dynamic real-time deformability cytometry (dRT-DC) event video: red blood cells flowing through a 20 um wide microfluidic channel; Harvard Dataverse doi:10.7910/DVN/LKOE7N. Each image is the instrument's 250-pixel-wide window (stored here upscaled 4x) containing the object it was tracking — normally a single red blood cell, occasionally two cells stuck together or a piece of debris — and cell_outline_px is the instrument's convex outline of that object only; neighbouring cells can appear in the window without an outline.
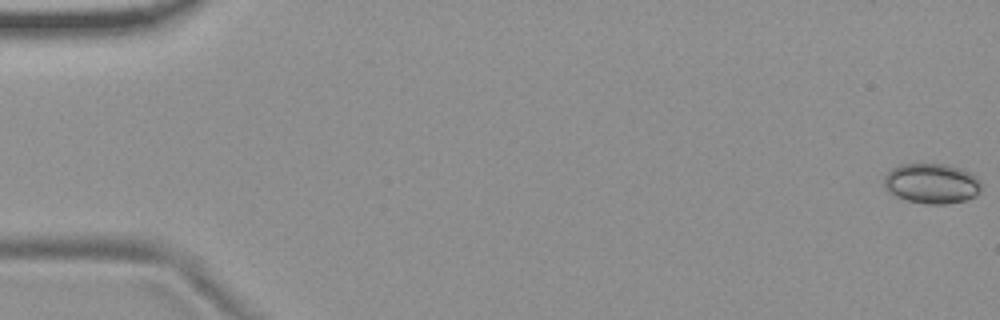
{"species": "common noctule bat (a hibernating species)", "species_latin": "Nyctalus noctula", "temperature_condition": "room temperature", "stored_images_in_passage": 55, "camera_frame_rate_fps": 3000, "um_per_image_px": 0.085, "animal": {"sex": "female", "body_mass_g": 19.9}, "frame": {"image": 1, "passage_image": 1, "time_ms": 0.0, "image_size_px": [1000, 320], "cell_outline_px": [[980, 188], [976, 196], [964, 200], [948, 204], [928, 204], [908, 200], [896, 196], [884, 188], [884, 176], [892, 168], [900, 164], [948, 164], [960, 168], [976, 176], [980, 180]], "centroid_in_image_um": [79.19, 15.59], "position_along_channel_um": 5.8, "area_um2": 22.72}}
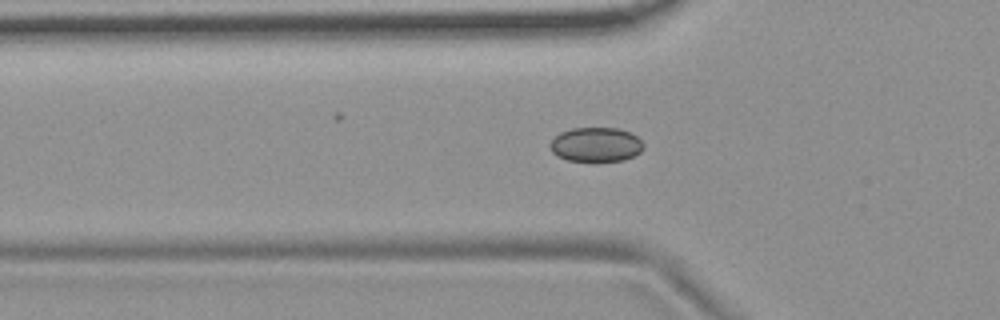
{"frame": {"image": 2, "passage_image": 19, "time_ms": 6.0, "image_size_px": [1000, 320], "cell_outline_px": [[644, 148], [640, 152], [624, 160], [596, 164], [568, 160], [556, 156], [552, 152], [548, 144], [560, 132], [572, 128], [620, 128], [636, 136], [644, 144]], "centroid_in_image_um": [50.64, 12.33], "position_along_channel_um": 75.2, "area_um2": 19.36}}
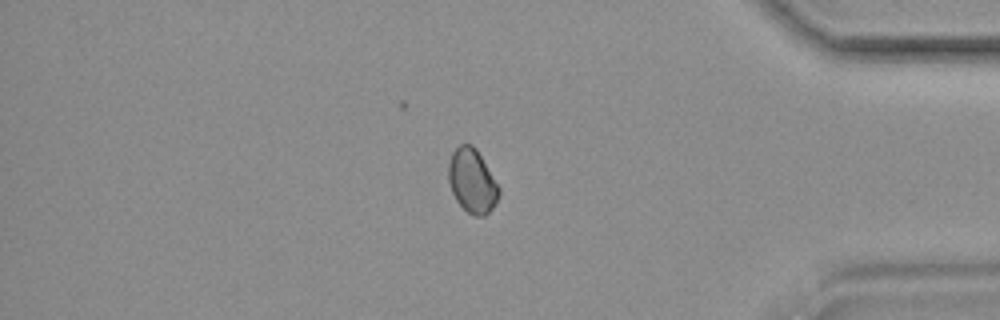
{"frame": {"image": 3, "passage_image": 47, "time_ms": 15.333, "image_size_px": [1000, 320], "cell_outline_px": [[500, 192], [492, 208], [484, 216], [472, 216], [456, 200], [452, 192], [448, 180], [448, 164], [452, 152], [460, 144], [472, 144], [476, 148], [500, 188]], "centroid_in_image_um": [40.12, 15.37], "position_along_channel_um": 395.1, "area_um2": 18.67}}